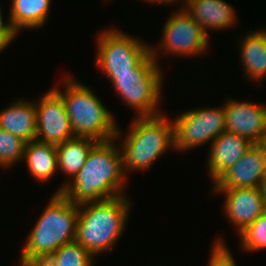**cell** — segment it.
<instances>
[{
  "instance_id": "cell-4",
  "label": "cell",
  "mask_w": 266,
  "mask_h": 266,
  "mask_svg": "<svg viewBox=\"0 0 266 266\" xmlns=\"http://www.w3.org/2000/svg\"><path fill=\"white\" fill-rule=\"evenodd\" d=\"M78 205L54 193L29 233L20 259L48 258L61 246L75 241Z\"/></svg>"
},
{
  "instance_id": "cell-12",
  "label": "cell",
  "mask_w": 266,
  "mask_h": 266,
  "mask_svg": "<svg viewBox=\"0 0 266 266\" xmlns=\"http://www.w3.org/2000/svg\"><path fill=\"white\" fill-rule=\"evenodd\" d=\"M224 108L225 131L259 144L266 132V106L227 98Z\"/></svg>"
},
{
  "instance_id": "cell-13",
  "label": "cell",
  "mask_w": 266,
  "mask_h": 266,
  "mask_svg": "<svg viewBox=\"0 0 266 266\" xmlns=\"http://www.w3.org/2000/svg\"><path fill=\"white\" fill-rule=\"evenodd\" d=\"M266 173V155L259 144L246 153L214 183L212 189L260 187Z\"/></svg>"
},
{
  "instance_id": "cell-7",
  "label": "cell",
  "mask_w": 266,
  "mask_h": 266,
  "mask_svg": "<svg viewBox=\"0 0 266 266\" xmlns=\"http://www.w3.org/2000/svg\"><path fill=\"white\" fill-rule=\"evenodd\" d=\"M96 67L111 83L116 74L137 73V65L151 52V45L120 29L108 28L97 36Z\"/></svg>"
},
{
  "instance_id": "cell-22",
  "label": "cell",
  "mask_w": 266,
  "mask_h": 266,
  "mask_svg": "<svg viewBox=\"0 0 266 266\" xmlns=\"http://www.w3.org/2000/svg\"><path fill=\"white\" fill-rule=\"evenodd\" d=\"M26 143L0 128V167L7 169L22 160Z\"/></svg>"
},
{
  "instance_id": "cell-17",
  "label": "cell",
  "mask_w": 266,
  "mask_h": 266,
  "mask_svg": "<svg viewBox=\"0 0 266 266\" xmlns=\"http://www.w3.org/2000/svg\"><path fill=\"white\" fill-rule=\"evenodd\" d=\"M97 142L90 137H74L56 145L58 169L69 179L63 185L61 184L56 193H61L64 186L76 176L85 164L91 148Z\"/></svg>"
},
{
  "instance_id": "cell-25",
  "label": "cell",
  "mask_w": 266,
  "mask_h": 266,
  "mask_svg": "<svg viewBox=\"0 0 266 266\" xmlns=\"http://www.w3.org/2000/svg\"><path fill=\"white\" fill-rule=\"evenodd\" d=\"M17 35L19 34L15 30H0V52L7 48Z\"/></svg>"
},
{
  "instance_id": "cell-27",
  "label": "cell",
  "mask_w": 266,
  "mask_h": 266,
  "mask_svg": "<svg viewBox=\"0 0 266 266\" xmlns=\"http://www.w3.org/2000/svg\"><path fill=\"white\" fill-rule=\"evenodd\" d=\"M0 7H1V5H0ZM3 21L4 20H3V16H2V11H1V8H0V30H14L13 27L11 26L9 20H7L6 23L3 22Z\"/></svg>"
},
{
  "instance_id": "cell-2",
  "label": "cell",
  "mask_w": 266,
  "mask_h": 266,
  "mask_svg": "<svg viewBox=\"0 0 266 266\" xmlns=\"http://www.w3.org/2000/svg\"><path fill=\"white\" fill-rule=\"evenodd\" d=\"M131 202L126 195L78 205L75 241L93 256L111 251L122 236Z\"/></svg>"
},
{
  "instance_id": "cell-10",
  "label": "cell",
  "mask_w": 266,
  "mask_h": 266,
  "mask_svg": "<svg viewBox=\"0 0 266 266\" xmlns=\"http://www.w3.org/2000/svg\"><path fill=\"white\" fill-rule=\"evenodd\" d=\"M35 104L36 140L58 145L75 137L64 101L53 88L47 91Z\"/></svg>"
},
{
  "instance_id": "cell-21",
  "label": "cell",
  "mask_w": 266,
  "mask_h": 266,
  "mask_svg": "<svg viewBox=\"0 0 266 266\" xmlns=\"http://www.w3.org/2000/svg\"><path fill=\"white\" fill-rule=\"evenodd\" d=\"M55 266H94L95 257L73 241L58 248L48 257Z\"/></svg>"
},
{
  "instance_id": "cell-26",
  "label": "cell",
  "mask_w": 266,
  "mask_h": 266,
  "mask_svg": "<svg viewBox=\"0 0 266 266\" xmlns=\"http://www.w3.org/2000/svg\"><path fill=\"white\" fill-rule=\"evenodd\" d=\"M20 266H55L49 258L20 259Z\"/></svg>"
},
{
  "instance_id": "cell-18",
  "label": "cell",
  "mask_w": 266,
  "mask_h": 266,
  "mask_svg": "<svg viewBox=\"0 0 266 266\" xmlns=\"http://www.w3.org/2000/svg\"><path fill=\"white\" fill-rule=\"evenodd\" d=\"M259 30L249 31L239 41L245 77L256 83L261 82L266 76V29Z\"/></svg>"
},
{
  "instance_id": "cell-20",
  "label": "cell",
  "mask_w": 266,
  "mask_h": 266,
  "mask_svg": "<svg viewBox=\"0 0 266 266\" xmlns=\"http://www.w3.org/2000/svg\"><path fill=\"white\" fill-rule=\"evenodd\" d=\"M11 3L8 20L18 34L23 29H38L48 20L51 0H12Z\"/></svg>"
},
{
  "instance_id": "cell-24",
  "label": "cell",
  "mask_w": 266,
  "mask_h": 266,
  "mask_svg": "<svg viewBox=\"0 0 266 266\" xmlns=\"http://www.w3.org/2000/svg\"><path fill=\"white\" fill-rule=\"evenodd\" d=\"M223 241L224 239L222 240L220 238L215 240L210 252L208 266H237L234 256L230 252L231 250L227 248Z\"/></svg>"
},
{
  "instance_id": "cell-5",
  "label": "cell",
  "mask_w": 266,
  "mask_h": 266,
  "mask_svg": "<svg viewBox=\"0 0 266 266\" xmlns=\"http://www.w3.org/2000/svg\"><path fill=\"white\" fill-rule=\"evenodd\" d=\"M164 113L151 117H135L120 146L123 170H148L169 148L174 150L173 121Z\"/></svg>"
},
{
  "instance_id": "cell-8",
  "label": "cell",
  "mask_w": 266,
  "mask_h": 266,
  "mask_svg": "<svg viewBox=\"0 0 266 266\" xmlns=\"http://www.w3.org/2000/svg\"><path fill=\"white\" fill-rule=\"evenodd\" d=\"M174 125V149L189 151L197 146L212 143L225 131L224 104L218 108H197L183 112L172 119Z\"/></svg>"
},
{
  "instance_id": "cell-28",
  "label": "cell",
  "mask_w": 266,
  "mask_h": 266,
  "mask_svg": "<svg viewBox=\"0 0 266 266\" xmlns=\"http://www.w3.org/2000/svg\"><path fill=\"white\" fill-rule=\"evenodd\" d=\"M261 194L266 202V173L262 179L261 185H260Z\"/></svg>"
},
{
  "instance_id": "cell-23",
  "label": "cell",
  "mask_w": 266,
  "mask_h": 266,
  "mask_svg": "<svg viewBox=\"0 0 266 266\" xmlns=\"http://www.w3.org/2000/svg\"><path fill=\"white\" fill-rule=\"evenodd\" d=\"M238 235L242 250L246 252L266 250V210Z\"/></svg>"
},
{
  "instance_id": "cell-1",
  "label": "cell",
  "mask_w": 266,
  "mask_h": 266,
  "mask_svg": "<svg viewBox=\"0 0 266 266\" xmlns=\"http://www.w3.org/2000/svg\"><path fill=\"white\" fill-rule=\"evenodd\" d=\"M115 141L116 138L98 141L80 171L64 186L61 193L73 204L99 202L125 195L122 152Z\"/></svg>"
},
{
  "instance_id": "cell-29",
  "label": "cell",
  "mask_w": 266,
  "mask_h": 266,
  "mask_svg": "<svg viewBox=\"0 0 266 266\" xmlns=\"http://www.w3.org/2000/svg\"><path fill=\"white\" fill-rule=\"evenodd\" d=\"M143 1H144V0H143ZM145 1H147V2L149 1L150 3L153 2V3H157V4H159V3H161V4L164 3V4H165V3H166V5H167V4H172V3H174L175 1L177 2V0H145Z\"/></svg>"
},
{
  "instance_id": "cell-30",
  "label": "cell",
  "mask_w": 266,
  "mask_h": 266,
  "mask_svg": "<svg viewBox=\"0 0 266 266\" xmlns=\"http://www.w3.org/2000/svg\"><path fill=\"white\" fill-rule=\"evenodd\" d=\"M259 145L262 147V149L266 155V132L262 136L261 141L259 142Z\"/></svg>"
},
{
  "instance_id": "cell-14",
  "label": "cell",
  "mask_w": 266,
  "mask_h": 266,
  "mask_svg": "<svg viewBox=\"0 0 266 266\" xmlns=\"http://www.w3.org/2000/svg\"><path fill=\"white\" fill-rule=\"evenodd\" d=\"M253 145L248 139L230 132H222L211 144L208 151L207 170L211 182H215L233 166Z\"/></svg>"
},
{
  "instance_id": "cell-6",
  "label": "cell",
  "mask_w": 266,
  "mask_h": 266,
  "mask_svg": "<svg viewBox=\"0 0 266 266\" xmlns=\"http://www.w3.org/2000/svg\"><path fill=\"white\" fill-rule=\"evenodd\" d=\"M163 74L151 52L137 65V73L116 74L112 87L135 111V117L160 115ZM159 109V110H158Z\"/></svg>"
},
{
  "instance_id": "cell-16",
  "label": "cell",
  "mask_w": 266,
  "mask_h": 266,
  "mask_svg": "<svg viewBox=\"0 0 266 266\" xmlns=\"http://www.w3.org/2000/svg\"><path fill=\"white\" fill-rule=\"evenodd\" d=\"M0 128L25 142L36 140V104L18 100L0 111Z\"/></svg>"
},
{
  "instance_id": "cell-11",
  "label": "cell",
  "mask_w": 266,
  "mask_h": 266,
  "mask_svg": "<svg viewBox=\"0 0 266 266\" xmlns=\"http://www.w3.org/2000/svg\"><path fill=\"white\" fill-rule=\"evenodd\" d=\"M212 193L226 194L223 210L228 221L238 229V234L266 210L260 187L213 189Z\"/></svg>"
},
{
  "instance_id": "cell-19",
  "label": "cell",
  "mask_w": 266,
  "mask_h": 266,
  "mask_svg": "<svg viewBox=\"0 0 266 266\" xmlns=\"http://www.w3.org/2000/svg\"><path fill=\"white\" fill-rule=\"evenodd\" d=\"M23 159L31 176L40 183L48 181L57 172L56 145L34 140L26 143Z\"/></svg>"
},
{
  "instance_id": "cell-9",
  "label": "cell",
  "mask_w": 266,
  "mask_h": 266,
  "mask_svg": "<svg viewBox=\"0 0 266 266\" xmlns=\"http://www.w3.org/2000/svg\"><path fill=\"white\" fill-rule=\"evenodd\" d=\"M209 43V36L203 31L201 25L181 6L165 22L159 48L155 49L151 46L150 50L152 57L158 63L160 55L158 50L176 56L197 57L207 52Z\"/></svg>"
},
{
  "instance_id": "cell-15",
  "label": "cell",
  "mask_w": 266,
  "mask_h": 266,
  "mask_svg": "<svg viewBox=\"0 0 266 266\" xmlns=\"http://www.w3.org/2000/svg\"><path fill=\"white\" fill-rule=\"evenodd\" d=\"M183 8L208 36L207 30L228 29L235 26L237 20L236 12L224 0H188Z\"/></svg>"
},
{
  "instance_id": "cell-3",
  "label": "cell",
  "mask_w": 266,
  "mask_h": 266,
  "mask_svg": "<svg viewBox=\"0 0 266 266\" xmlns=\"http://www.w3.org/2000/svg\"><path fill=\"white\" fill-rule=\"evenodd\" d=\"M64 87L53 89L62 97L75 137H90L97 141L120 139L123 133L110 113L91 88L64 77ZM62 91V92H61ZM120 137V138H119Z\"/></svg>"
}]
</instances>
